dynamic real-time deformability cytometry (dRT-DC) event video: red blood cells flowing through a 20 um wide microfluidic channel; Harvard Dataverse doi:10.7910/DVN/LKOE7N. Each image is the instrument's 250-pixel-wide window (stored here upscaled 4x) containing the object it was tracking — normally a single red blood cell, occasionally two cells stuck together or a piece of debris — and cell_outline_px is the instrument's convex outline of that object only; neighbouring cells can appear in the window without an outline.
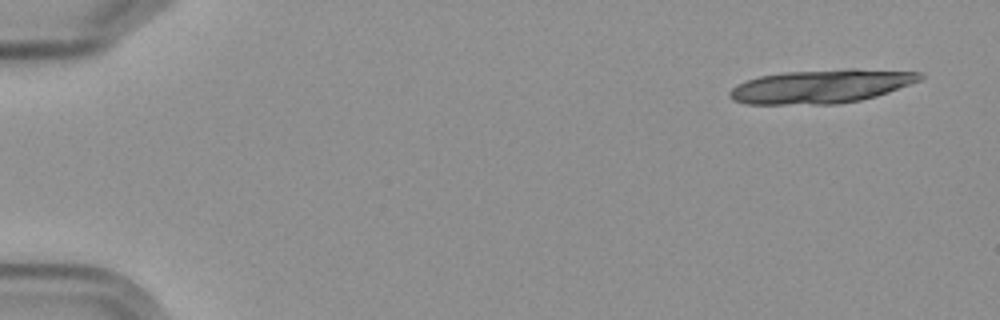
{"species": "Egyptian fruit bat (a non-hibernating species)", "species_latin": "Rousettus aegyptiacus", "temperature_condition": "cold", "stored_images_in_passage": 6, "camera_frame_rate_fps": 3000, "um_per_image_px": 0.085, "frame": {"image": 1, "passage_image": 1, "time_ms": 0.0, "image_size_px": [1000, 320], "cell_outline_px": [[924, 76], [920, 80], [888, 92], [876, 96], [860, 100], [840, 104], [744, 104], [732, 100], [728, 96], [728, 92], [736, 84], [760, 76], [780, 72], [848, 68], [856, 68], [920, 72]], "centroid_in_image_um": [69.77, 7.33], "position_along_channel_um": 15.2, "area_um2": 37.69}}